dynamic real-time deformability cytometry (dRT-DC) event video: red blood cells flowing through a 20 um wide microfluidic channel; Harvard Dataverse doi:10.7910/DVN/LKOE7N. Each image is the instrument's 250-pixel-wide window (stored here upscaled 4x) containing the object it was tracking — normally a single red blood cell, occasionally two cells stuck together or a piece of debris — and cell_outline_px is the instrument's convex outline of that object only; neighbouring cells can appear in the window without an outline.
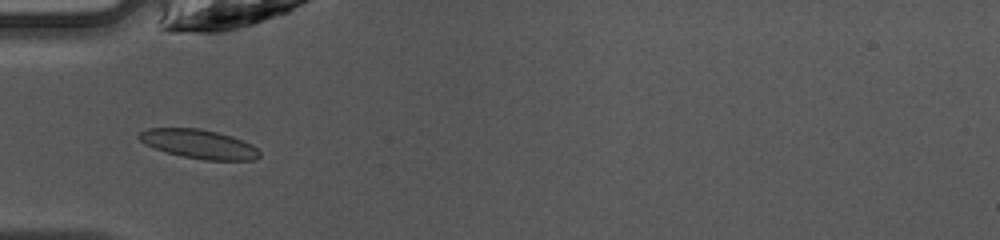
{"species": "common noctule bat (a hibernating species)", "species_latin": "Nyctalus noctula", "temperature_condition": "warm", "stored_images_in_passage": 48, "camera_frame_rate_fps": 3000, "um_per_image_px": 0.085, "animal": {"sex": "female", "body_mass_g": 10.0, "forearm_length_mm": 53.1}, "frame": {"image": 1, "passage_image": 16, "time_ms": 5.0, "image_size_px": [1000, 240], "cell_outline_px": [[260, 156], [256, 160], [204, 160], [184, 156], [168, 152], [144, 144], [136, 136], [140, 132], [148, 128], [200, 128], [232, 136], [252, 144], [260, 152]], "centroid_in_image_um": [16.92, 12.24], "position_along_channel_um": 68.1, "area_um2": 20.29}}
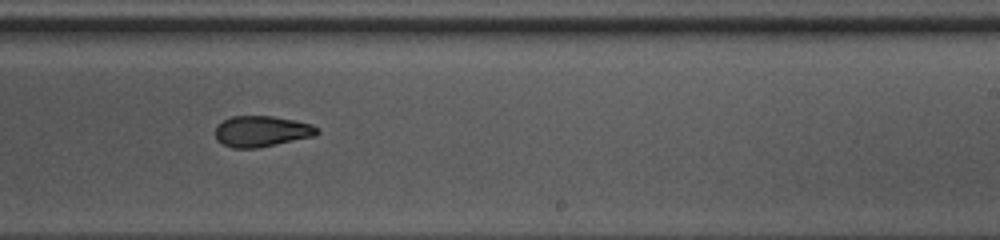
{"frame": {"image": 2, "passage_image": 30, "time_ms": 9.667, "image_size_px": [1000, 240], "cell_outline_px": [[320, 132], [312, 136], [276, 144], [256, 148], [232, 148], [216, 140], [216, 124], [232, 116], [272, 116], [296, 120], [312, 124], [320, 128]], "centroid_in_image_um": [22.24, 11.15], "position_along_channel_um": 266.8, "area_um2": 18.32}}
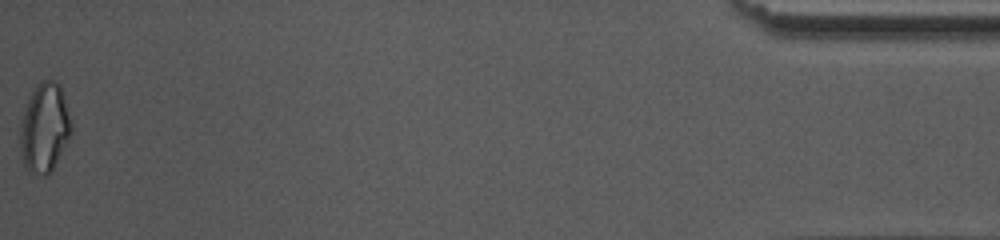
{"frame": {"image": 3, "passage_image": 48, "time_ms": 15.667, "image_size_px": [1000, 240], "cell_outline_px": [[72, 132], [64, 148], [48, 176], [44, 176], [28, 172], [24, 168], [20, 148], [20, 120], [32, 88], [40, 80], [56, 80], [60, 84], [72, 124]], "centroid_in_image_um": [3.76, 10.85], "position_along_channel_um": 431.4, "area_um2": 26.99}, "authors_computed_cell_mechanics": {"area_um2": 19.2474, "velocity_mm_per_s": 4.2464, "shape_relaxation_time_tau1_ms": null, "shape_relaxation_time_tau2_ms": 2.1927, "deformation_change_tau1": null, "deformation_change_tau2": 0.0855}}